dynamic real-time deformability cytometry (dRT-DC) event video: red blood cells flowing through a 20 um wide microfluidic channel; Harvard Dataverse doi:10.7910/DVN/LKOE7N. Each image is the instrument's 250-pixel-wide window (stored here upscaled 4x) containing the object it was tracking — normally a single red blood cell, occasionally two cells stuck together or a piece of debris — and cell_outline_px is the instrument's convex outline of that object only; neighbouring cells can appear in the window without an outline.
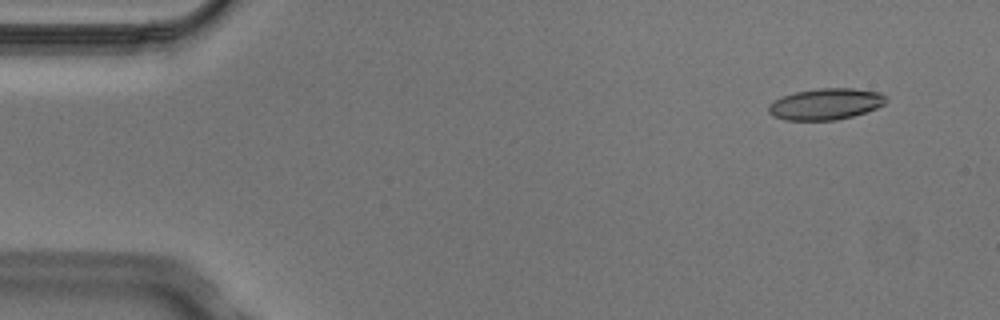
{"species": "Egyptian fruit bat (a non-hibernating species)", "species_latin": "Rousettus aegyptiacus", "temperature_condition": "cold", "stored_images_in_passage": 4, "camera_frame_rate_fps": 3000, "um_per_image_px": 0.085, "animal": {"sex": "male"}, "frame": {"image": 1, "passage_image": 1, "time_ms": 0.0, "image_size_px": [1000, 320], "cell_outline_px": [[888, 100], [884, 104], [876, 108], [852, 116], [836, 120], [784, 120], [772, 116], [768, 112], [768, 104], [784, 96], [796, 92], [816, 88], [852, 88], [880, 92]], "centroid_in_image_um": [70.17, 8.84], "position_along_channel_um": 14.8, "area_um2": 21.39}}
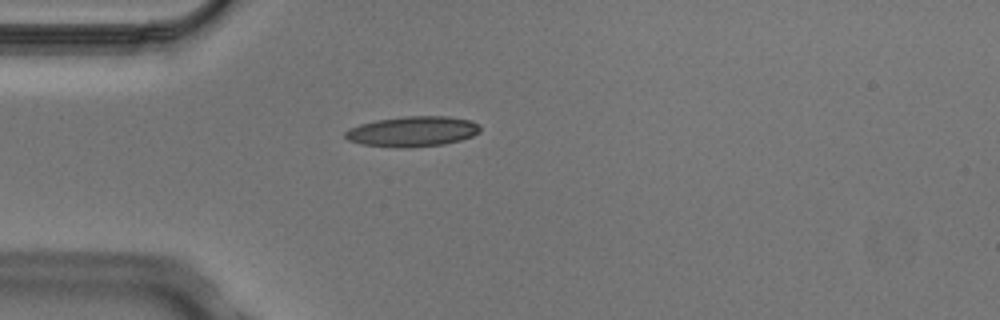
{"frame": {"image": 2, "passage_image": 3, "time_ms": 0.667, "image_size_px": [1000, 320], "cell_outline_px": [[480, 132], [472, 136], [460, 140], [444, 144], [408, 148], [396, 148], [364, 144], [348, 140], [344, 136], [344, 132], [348, 128], [360, 124], [376, 120], [404, 116], [448, 116], [472, 120], [480, 124]], "centroid_in_image_um": [35.08, 11.17], "position_along_channel_um": 49.9, "area_um2": 24.04}}